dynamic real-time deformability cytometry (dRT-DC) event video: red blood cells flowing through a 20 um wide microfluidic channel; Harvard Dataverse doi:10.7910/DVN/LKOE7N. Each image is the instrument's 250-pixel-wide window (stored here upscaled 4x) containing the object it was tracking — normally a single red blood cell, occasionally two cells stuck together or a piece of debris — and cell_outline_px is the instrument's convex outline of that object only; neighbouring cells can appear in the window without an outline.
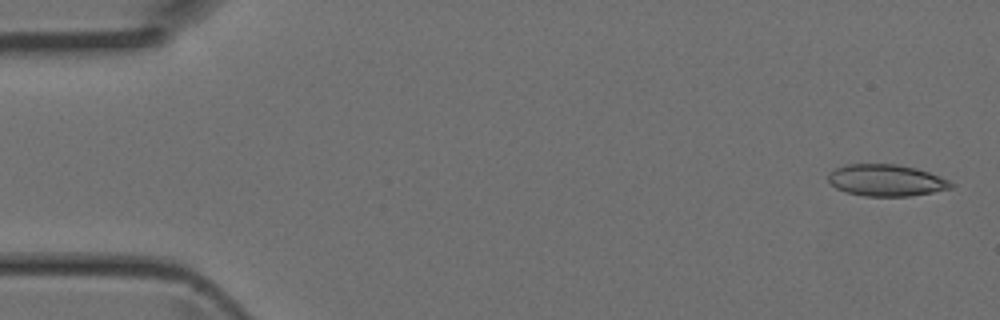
{"species": "Egyptian fruit bat (a non-hibernating species)", "species_latin": "Rousettus aegyptiacus", "temperature_condition": "room temperature", "stored_images_in_passage": 4, "camera_frame_rate_fps": 3000, "um_per_image_px": 0.085, "animal": {"sex": "female"}, "frame": {"image": 1, "passage_image": 1, "time_ms": 0.0, "image_size_px": [1000, 320], "cell_outline_px": [[956, 184], [952, 188], [912, 196], [864, 196], [844, 192], [836, 188], [828, 180], [828, 176], [836, 168], [848, 164], [896, 164], [916, 168], [928, 172], [948, 180]], "centroid_in_image_um": [75.34, 15.33], "position_along_channel_um": 9.7, "area_um2": 22.6}}
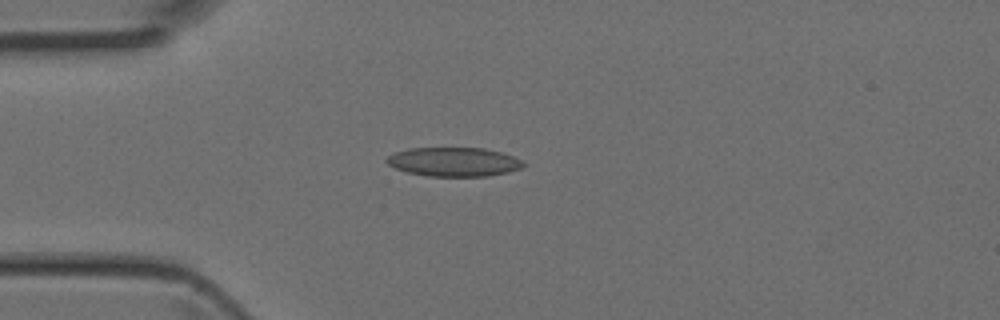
{"frame": {"image": 2, "passage_image": 3, "time_ms": 0.667, "image_size_px": [1000, 320], "cell_outline_px": [[524, 164], [520, 168], [508, 172], [488, 176], [428, 176], [408, 172], [396, 168], [388, 164], [384, 160], [392, 152], [408, 148], [484, 148], [500, 152], [512, 156], [520, 160]], "centroid_in_image_um": [38.52, 13.75], "position_along_channel_um": 46.5, "area_um2": 23.0}}